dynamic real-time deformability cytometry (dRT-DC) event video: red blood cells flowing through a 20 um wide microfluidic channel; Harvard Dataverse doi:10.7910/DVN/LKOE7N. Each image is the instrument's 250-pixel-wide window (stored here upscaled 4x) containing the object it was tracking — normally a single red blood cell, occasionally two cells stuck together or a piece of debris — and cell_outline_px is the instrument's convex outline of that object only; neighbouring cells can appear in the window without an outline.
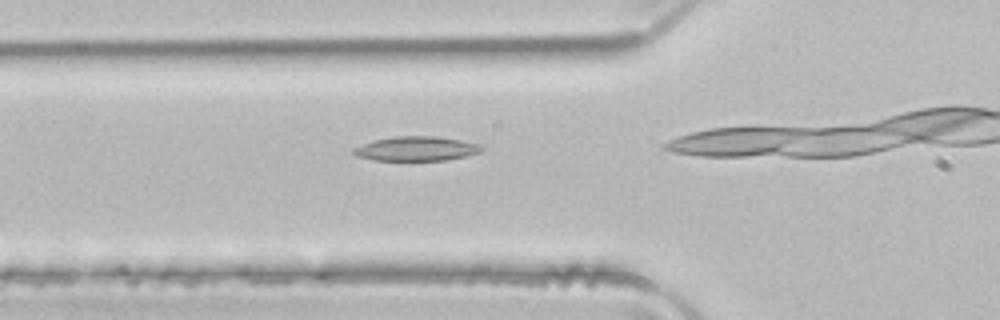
{"species": "common noctule bat (a hibernating species)", "species_latin": "Nyctalus noctula", "temperature_condition": "room temperature", "stored_images_in_passage": 16, "camera_frame_rate_fps": 3000, "um_per_image_px": 0.085, "animal": {"sex": "male", "body_mass_g": 21.5, "forearm_length_mm": 52.0}, "frame": {"image": 1, "passage_image": 12, "time_ms": 3.667, "image_size_px": [1000, 320], "cell_outline_px": [[484, 148], [480, 152], [448, 160], [376, 160], [356, 156], [352, 152], [352, 148], [376, 140], [396, 136], [436, 136], [460, 140], [480, 144]], "centroid_in_image_um": [35.4, 12.64], "position_along_channel_um": 90.4, "area_um2": 18.03}}